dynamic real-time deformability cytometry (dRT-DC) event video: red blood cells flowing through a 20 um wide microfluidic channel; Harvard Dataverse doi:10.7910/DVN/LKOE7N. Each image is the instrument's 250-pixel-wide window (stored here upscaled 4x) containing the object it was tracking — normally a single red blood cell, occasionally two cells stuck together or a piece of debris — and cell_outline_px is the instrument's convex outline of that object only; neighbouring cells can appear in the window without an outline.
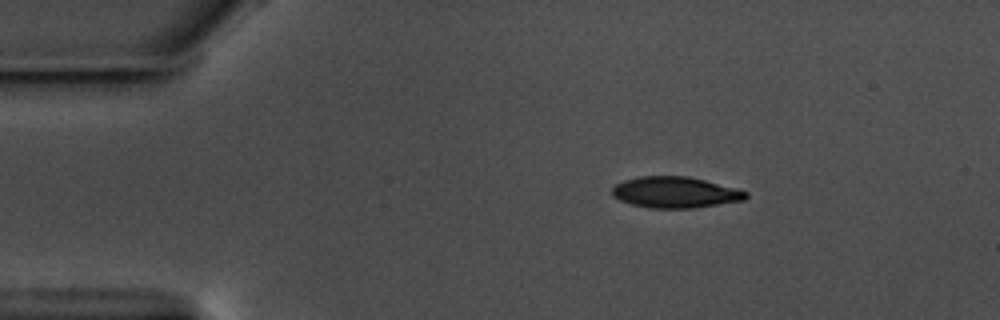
{"species": "common noctule bat (a hibernating species)", "species_latin": "Nyctalus noctula", "temperature_condition": "warm", "stored_images_in_passage": 49, "camera_frame_rate_fps": 3000, "um_per_image_px": 0.085, "animal": {"sex": "male", "body_mass_g": 17.5, "forearm_length_mm": 52.3}, "frame": {"image": 1, "passage_image": 1, "time_ms": 0.0, "image_size_px": [1000, 320], "cell_outline_px": [[748, 196], [744, 200], [696, 208], [648, 208], [632, 204], [620, 200], [612, 196], [612, 188], [616, 184], [624, 180], [640, 176], [688, 176], [736, 188], [748, 192]], "centroid_in_image_um": [57.39, 16.35], "position_along_channel_um": 27.6, "area_um2": 24.28}}
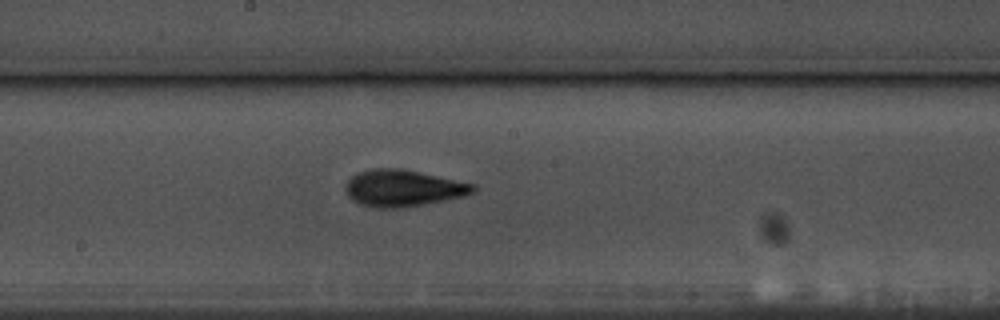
{"frame": {"image": 2, "passage_image": 22, "time_ms": 7.0, "image_size_px": [1000, 320], "cell_outline_px": [[476, 192], [464, 196], [444, 200], [400, 208], [376, 208], [360, 204], [352, 200], [348, 196], [344, 188], [348, 180], [352, 176], [360, 172], [372, 168], [400, 168], [476, 184]], "centroid_in_image_um": [34.25, 15.99], "position_along_channel_um": 213.9, "area_um2": 27.22}}
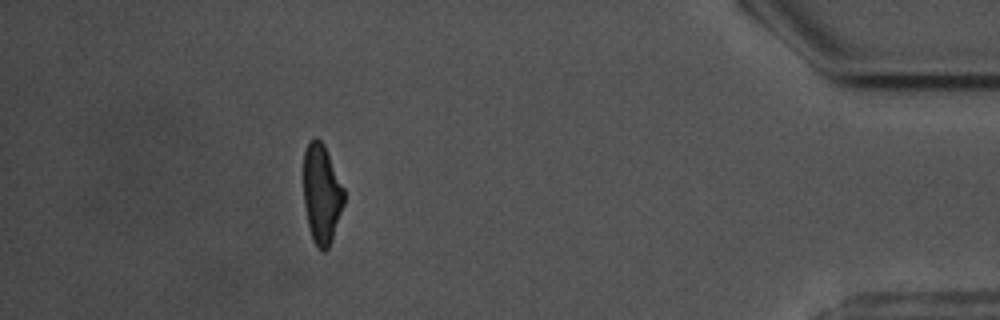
{"frame": {"image": 3, "passage_image": 43, "time_ms": 14.0, "image_size_px": [1000, 320], "cell_outline_px": [[344, 204], [332, 240], [328, 248], [324, 252], [312, 240], [308, 224], [304, 204], [304, 152], [308, 140], [312, 136], [316, 136], [324, 144], [344, 188]], "centroid_in_image_um": [27.34, 16.44], "position_along_channel_um": 407.9, "area_um2": 23.52}, "authors_computed_cell_mechanics": {"area_um2": 25.0274, "velocity_mm_per_s": 3.5387, "shape_relaxation_time_tau1_ms": 3.0353, "shape_relaxation_time_tau2_ms": 3.1519, "deformation_change_tau1": 0.1655, "deformation_change_tau2": 0.0712}}